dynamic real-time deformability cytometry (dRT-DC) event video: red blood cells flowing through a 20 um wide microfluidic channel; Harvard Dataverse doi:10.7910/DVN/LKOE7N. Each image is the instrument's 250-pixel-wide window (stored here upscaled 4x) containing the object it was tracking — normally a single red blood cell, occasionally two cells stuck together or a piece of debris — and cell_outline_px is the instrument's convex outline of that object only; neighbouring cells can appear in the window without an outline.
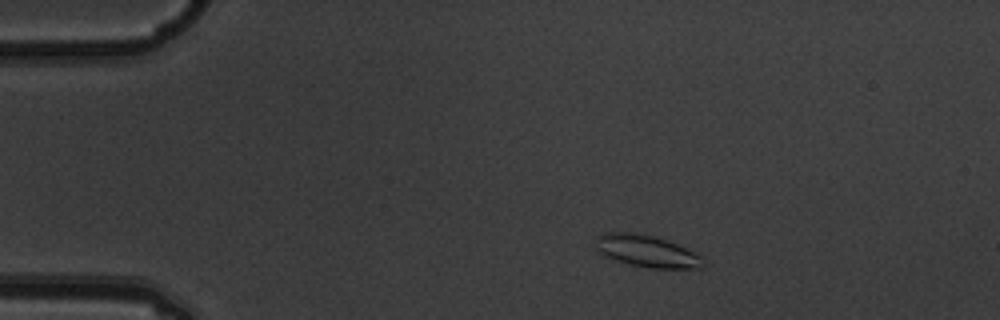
{"species": "common noctule bat (a hibernating species)", "species_latin": "Nyctalus noctula", "temperature_condition": "warm", "stored_images_in_passage": 5, "camera_frame_rate_fps": 3000, "um_per_image_px": 0.085, "animal": {"sex": "male", "body_mass_g": 19.5, "forearm_length_mm": 54.6}, "frame": {"image": 1, "passage_image": 3, "time_ms": 0.667, "image_size_px": [1000, 320], "cell_outline_px": [[704, 264], [700, 268], [648, 268], [616, 260], [604, 256], [596, 248], [596, 236], [608, 232], [636, 232], [656, 236], [676, 244], [704, 256]], "centroid_in_image_um": [54.98, 21.33], "position_along_channel_um": 30.0, "area_um2": 20.06}}
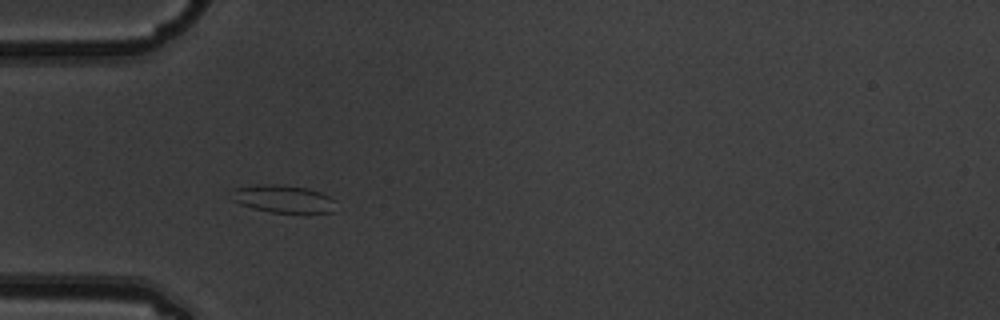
{"frame": {"image": 2, "passage_image": 5, "time_ms": 1.333, "image_size_px": [1000, 320], "cell_outline_px": [[336, 200], [332, 212], [272, 212], [252, 208], [240, 204], [232, 200], [232, 188], [256, 184], [280, 184], [308, 188], [320, 192]], "centroid_in_image_um": [24.03, 16.88], "position_along_channel_um": 61.0, "area_um2": 16.82}}